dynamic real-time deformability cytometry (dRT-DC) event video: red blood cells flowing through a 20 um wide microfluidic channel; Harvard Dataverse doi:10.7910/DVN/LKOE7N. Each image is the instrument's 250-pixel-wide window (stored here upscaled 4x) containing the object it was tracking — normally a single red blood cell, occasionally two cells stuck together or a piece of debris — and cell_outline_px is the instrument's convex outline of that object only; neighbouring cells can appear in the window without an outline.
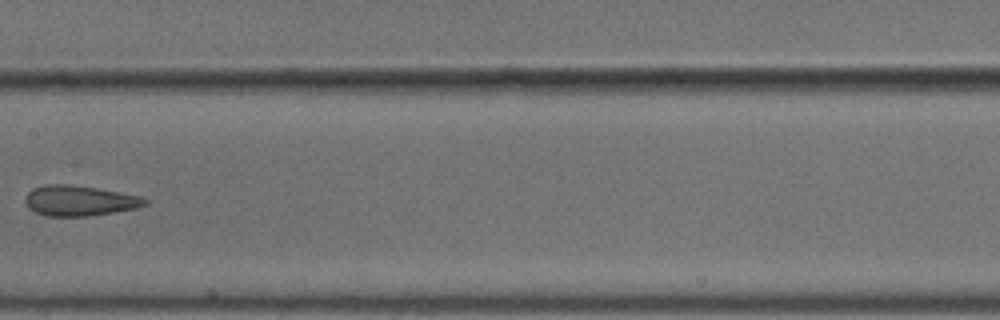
{"species": "common noctule bat (a hibernating species)", "species_latin": "Nyctalus noctula", "temperature_condition": "cold", "stored_images_in_passage": 10, "camera_frame_rate_fps": 3000, "um_per_image_px": 0.085, "animal": {"sex": "male", "body_mass_g": 18.8}, "frame": {"image": 1, "passage_image": 9, "time_ms": 2.667, "image_size_px": [1000, 320], "cell_outline_px": [[148, 204], [136, 208], [116, 212], [88, 216], [48, 216], [36, 212], [28, 208], [24, 200], [28, 192], [32, 188], [44, 184], [68, 184], [96, 188], [140, 196], [148, 200]], "centroid_in_image_um": [6.73, 17.06], "position_along_channel_um": 200.7, "area_um2": 21.21}}
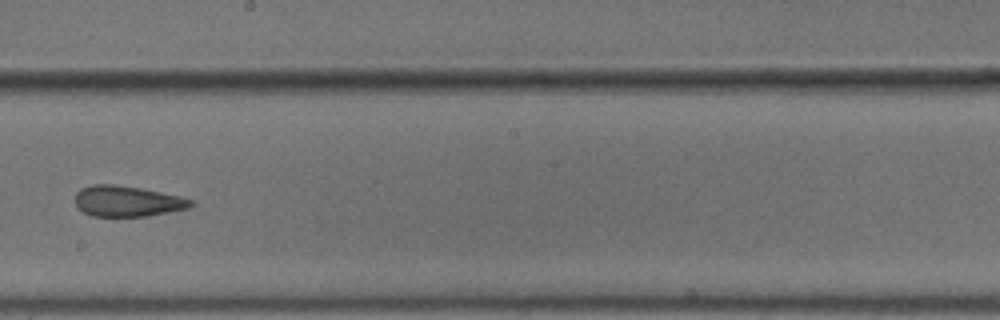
{"frame": {"image": 2, "passage_image": 10, "time_ms": 3.0, "image_size_px": [1000, 320], "cell_outline_px": [[196, 204], [188, 208], [148, 216], [92, 216], [84, 212], [76, 204], [76, 192], [80, 188], [92, 184], [112, 184], [140, 188], [180, 196], [192, 200]], "centroid_in_image_um": [10.82, 17.1], "position_along_channel_um": 237.4, "area_um2": 20.63}}